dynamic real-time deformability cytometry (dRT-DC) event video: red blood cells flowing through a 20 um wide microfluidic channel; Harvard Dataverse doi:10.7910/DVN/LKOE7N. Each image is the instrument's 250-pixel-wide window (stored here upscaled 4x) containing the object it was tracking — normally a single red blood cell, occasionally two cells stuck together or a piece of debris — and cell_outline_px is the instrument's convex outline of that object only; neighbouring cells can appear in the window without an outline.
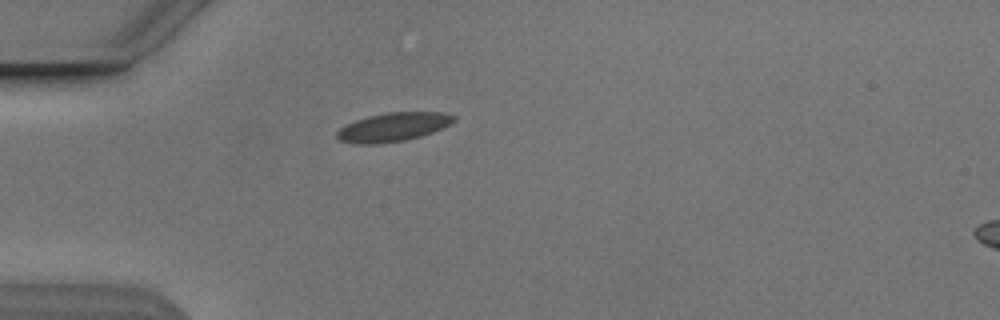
{"species": "Egyptian fruit bat (a non-hibernating species)", "species_latin": "Rousettus aegyptiacus", "temperature_condition": "cold", "stored_images_in_passage": 34, "camera_frame_rate_fps": 3000, "um_per_image_px": 0.085, "animal": {"sex": "male"}, "frame": {"image": 1, "passage_image": 1, "time_ms": 0.0, "image_size_px": [1000, 320], "cell_outline_px": [[456, 120], [452, 124], [432, 132], [420, 136], [404, 140], [376, 144], [360, 144], [340, 140], [336, 136], [336, 132], [340, 128], [356, 120], [368, 116], [388, 112], [444, 112], [456, 116]], "centroid_in_image_um": [33.46, 10.79], "position_along_channel_um": 51.5, "area_um2": 19.48}}
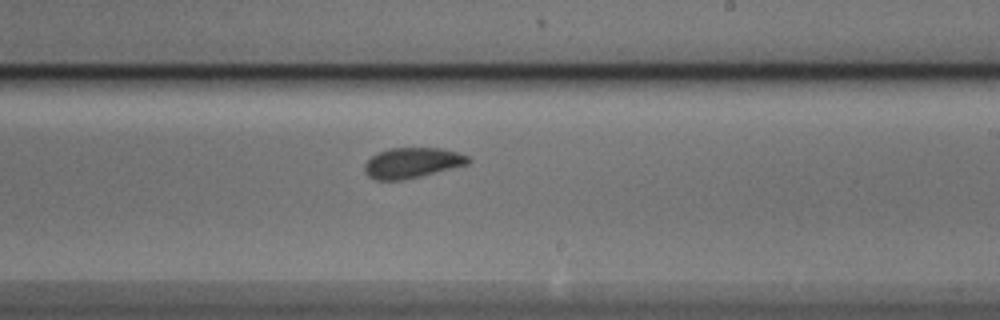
{"frame": {"image": 2, "passage_image": 18, "time_ms": 5.667, "image_size_px": [1000, 320], "cell_outline_px": [[472, 160], [468, 164], [404, 180], [376, 180], [368, 176], [364, 172], [364, 164], [372, 156], [380, 152], [392, 148], [440, 148], [456, 152], [468, 156]], "centroid_in_image_um": [35.02, 13.85], "position_along_channel_um": 254.0, "area_um2": 18.21}}
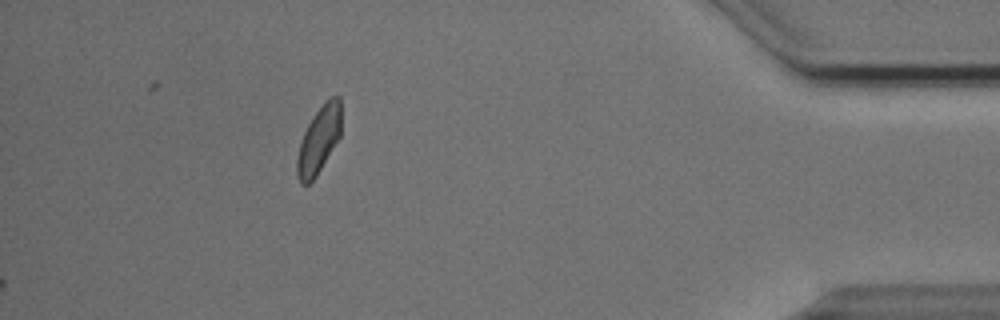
{"frame": {"image": 3, "passage_image": 34, "time_ms": 11.0, "image_size_px": [1000, 320], "cell_outline_px": [[340, 136], [316, 176], [308, 184], [300, 184], [296, 172], [296, 160], [300, 144], [304, 132], [308, 124], [324, 100], [328, 96], [340, 96]], "centroid_in_image_um": [27.09, 11.87], "position_along_channel_um": 408.1, "area_um2": 17.05}, "authors_computed_cell_mechanics": {"area_um2": 18.0336, "velocity_mm_per_s": 3.8201, "shape_relaxation_time_tau1_ms": 4.5212, "shape_relaxation_time_tau2_ms": 1.2964, "deformation_change_tau1": 0.1277, "deformation_change_tau2": 0.0568}}